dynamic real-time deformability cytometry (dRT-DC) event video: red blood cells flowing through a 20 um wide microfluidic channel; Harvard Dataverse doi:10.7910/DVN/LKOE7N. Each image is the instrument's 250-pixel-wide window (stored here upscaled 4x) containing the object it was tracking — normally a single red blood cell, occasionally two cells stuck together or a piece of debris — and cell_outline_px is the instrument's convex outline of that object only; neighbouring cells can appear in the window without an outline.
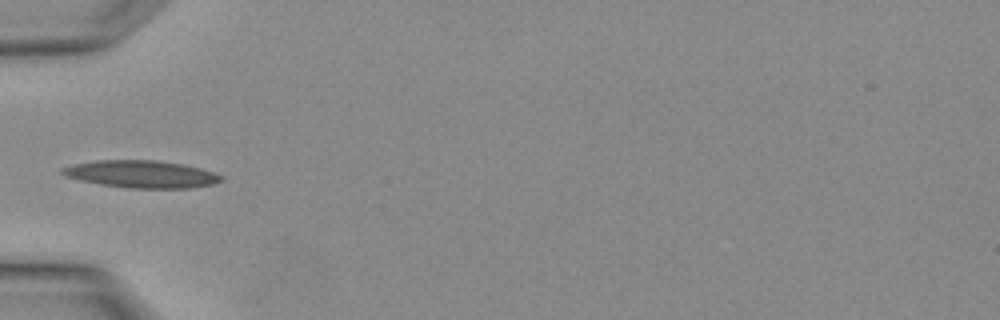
{"species": "Egyptian fruit bat (a non-hibernating species)", "species_latin": "Rousettus aegyptiacus", "temperature_condition": "warm", "stored_images_in_passage": 3, "camera_frame_rate_fps": 3000, "um_per_image_px": 0.085, "animal": {"sex": "female"}, "frame": {"image": 1, "passage_image": 3, "time_ms": 0.667, "image_size_px": [1000, 320], "cell_outline_px": [[224, 180], [212, 184], [192, 188], [128, 188], [100, 184], [80, 180], [64, 176], [60, 172], [60, 168], [72, 164], [96, 160], [156, 160], [184, 164], [200, 168], [224, 176]], "centroid_in_image_um": [12.0, 14.8], "position_along_channel_um": 73.0, "area_um2": 25.49}}